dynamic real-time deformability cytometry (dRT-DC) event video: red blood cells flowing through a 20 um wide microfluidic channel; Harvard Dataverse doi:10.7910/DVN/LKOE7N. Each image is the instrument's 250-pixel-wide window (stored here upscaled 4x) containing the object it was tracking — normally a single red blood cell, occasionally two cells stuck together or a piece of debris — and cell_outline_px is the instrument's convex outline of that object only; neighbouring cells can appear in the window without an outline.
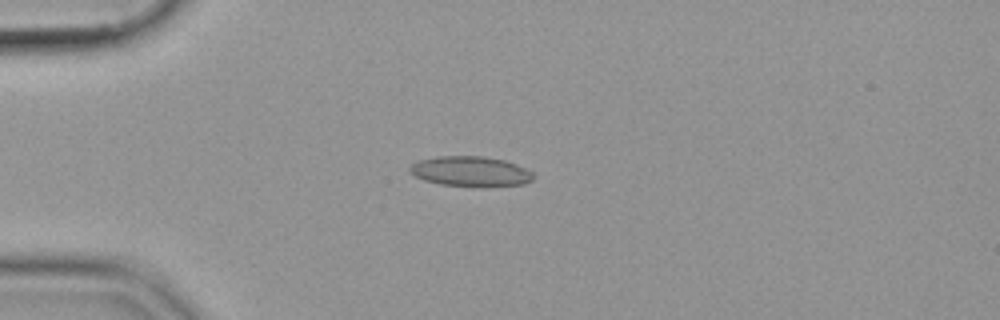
{"species": "common noctule bat (a hibernating species)", "species_latin": "Nyctalus noctula", "temperature_condition": "cold", "stored_images_in_passage": 41, "camera_frame_rate_fps": 3000, "um_per_image_px": 0.085, "animal": {"sex": "female", "body_mass_g": 19.9}, "frame": {"image": 1, "passage_image": 1, "time_ms": 0.0, "image_size_px": [1000, 320], "cell_outline_px": [[532, 180], [524, 184], [440, 184], [424, 180], [408, 172], [408, 168], [412, 164], [420, 160], [436, 156], [484, 156], [504, 160], [524, 168], [532, 172]], "centroid_in_image_um": [39.92, 14.52], "position_along_channel_um": 45.1, "area_um2": 20.69}}
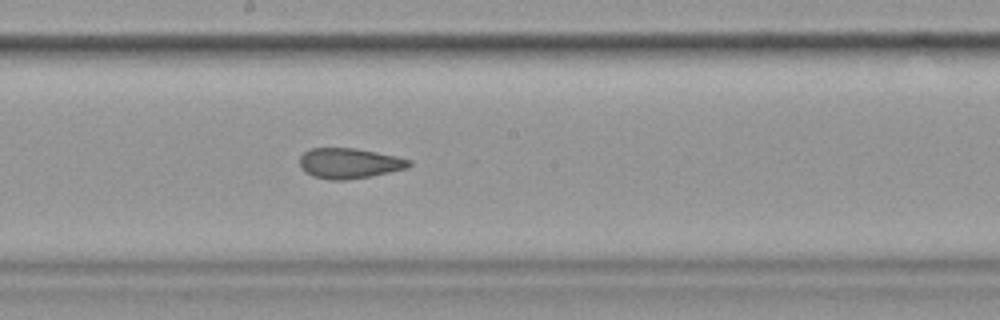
{"frame": {"image": 2, "passage_image": 17, "time_ms": 5.333, "image_size_px": [1000, 320], "cell_outline_px": [[412, 164], [408, 168], [372, 176], [344, 180], [328, 180], [312, 176], [304, 172], [300, 168], [300, 156], [304, 152], [312, 148], [356, 148], [396, 156], [412, 160]], "centroid_in_image_um": [29.69, 13.88], "position_along_channel_um": 218.5, "area_um2": 19.54}}
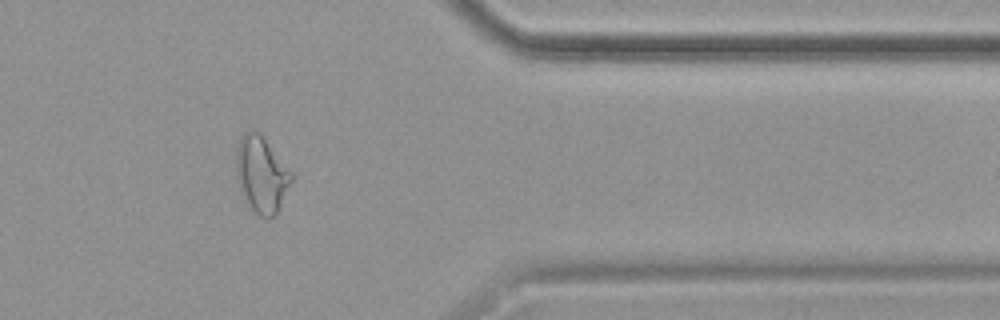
{"frame": {"image": 3, "passage_image": 32, "time_ms": 10.333, "image_size_px": [1000, 320], "cell_outline_px": [[292, 180], [276, 216], [268, 220], [260, 216], [248, 208], [240, 188], [236, 176], [236, 148], [240, 136], [244, 132], [260, 132], [292, 172]], "centroid_in_image_um": [22.21, 14.86], "position_along_channel_um": 389.2, "area_um2": 24.8}}